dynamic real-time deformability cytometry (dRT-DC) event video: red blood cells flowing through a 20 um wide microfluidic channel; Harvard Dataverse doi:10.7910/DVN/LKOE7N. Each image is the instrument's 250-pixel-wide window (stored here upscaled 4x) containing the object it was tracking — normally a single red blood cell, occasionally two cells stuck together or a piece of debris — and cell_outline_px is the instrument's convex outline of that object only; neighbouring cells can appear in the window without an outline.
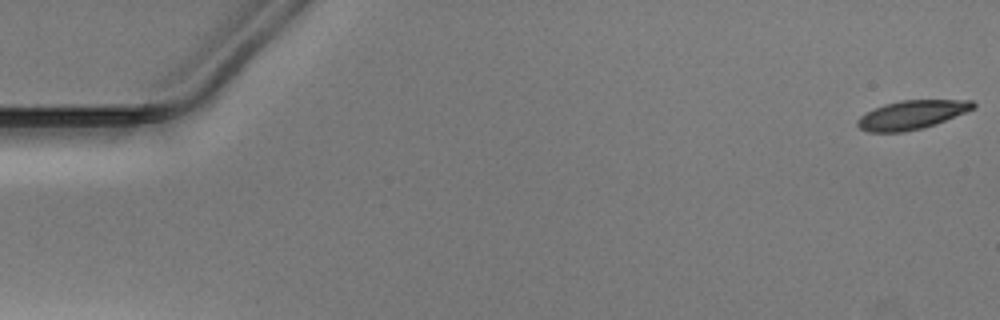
{"species": "Egyptian fruit bat (a non-hibernating species)", "species_latin": "Rousettus aegyptiacus", "temperature_condition": "warm", "stored_images_in_passage": 52, "camera_frame_rate_fps": 3000, "um_per_image_px": 0.085, "animal": {"sex": "male"}, "frame": {"image": 1, "passage_image": 1, "time_ms": 0.0, "image_size_px": [1000, 320], "cell_outline_px": [[976, 108], [936, 124], [924, 128], [904, 132], [868, 132], [860, 128], [856, 124], [856, 120], [860, 116], [884, 104], [900, 100], [972, 100], [976, 104]], "centroid_in_image_um": [77.52, 9.76], "position_along_channel_um": 7.5, "area_um2": 19.48}}
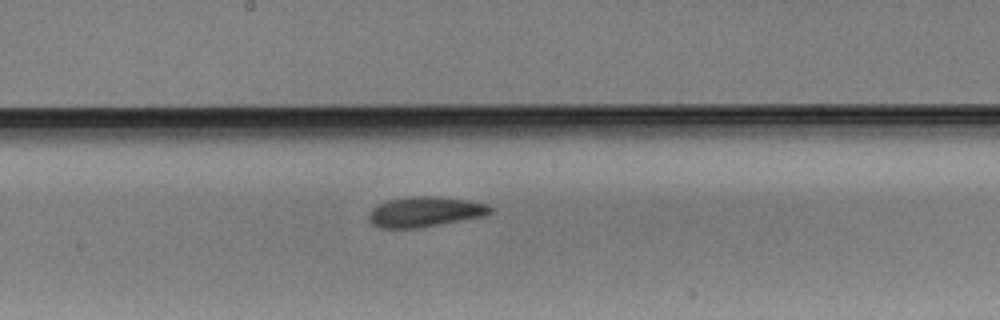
{"frame": {"image": 2, "passage_image": 28, "time_ms": 9.0, "image_size_px": [1000, 320], "cell_outline_px": [[492, 212], [484, 216], [420, 228], [380, 228], [372, 224], [368, 220], [368, 212], [376, 204], [388, 200], [412, 196], [436, 196], [468, 200], [488, 204], [492, 208]], "centroid_in_image_um": [36.09, 18.0], "position_along_channel_um": 212.1, "area_um2": 21.62}}
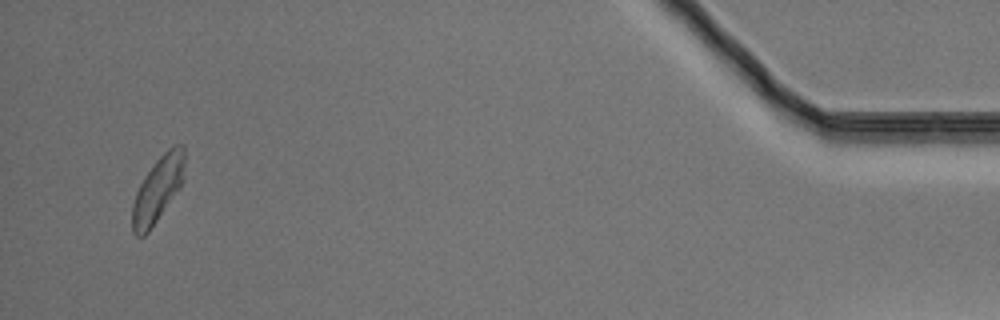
{"frame": {"image": 3, "passage_image": 50, "time_ms": 16.333, "image_size_px": [1000, 320], "cell_outline_px": [[184, 176], [180, 188], [148, 232], [144, 236], [136, 236], [132, 232], [132, 204], [136, 192], [144, 176], [156, 160], [172, 144], [184, 144]], "centroid_in_image_um": [13.41, 16.07], "position_along_channel_um": 421.8, "area_um2": 20.0}}